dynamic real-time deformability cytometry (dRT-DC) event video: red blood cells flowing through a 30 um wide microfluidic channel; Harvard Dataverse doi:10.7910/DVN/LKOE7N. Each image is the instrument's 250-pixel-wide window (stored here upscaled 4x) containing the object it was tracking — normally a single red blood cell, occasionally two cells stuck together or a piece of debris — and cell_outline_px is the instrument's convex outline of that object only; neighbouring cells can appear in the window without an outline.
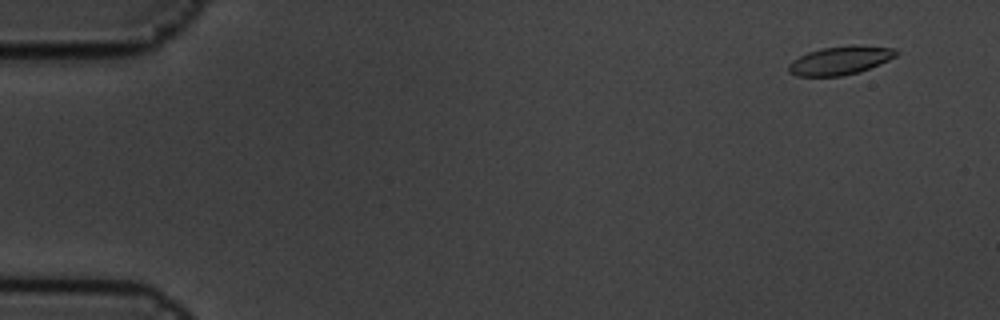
{"species": "common noctule bat (a hibernating species)", "species_latin": "Nyctalus noctula", "temperature_condition": "cold", "stored_images_in_passage": 5, "camera_frame_rate_fps": 3000, "um_per_image_px": 0.085, "animal": {"sex": "male", "body_mass_g": 19.5, "forearm_length_mm": 54.6}, "frame": {"image": 1, "passage_image": 2, "time_ms": 0.333, "image_size_px": [1000, 320], "cell_outline_px": [[900, 52], [896, 56], [880, 64], [860, 72], [840, 76], [796, 76], [788, 72], [788, 64], [792, 60], [808, 52], [820, 48], [852, 44], [896, 48]], "centroid_in_image_um": [71.43, 5.12], "position_along_channel_um": 13.6, "area_um2": 18.15}}